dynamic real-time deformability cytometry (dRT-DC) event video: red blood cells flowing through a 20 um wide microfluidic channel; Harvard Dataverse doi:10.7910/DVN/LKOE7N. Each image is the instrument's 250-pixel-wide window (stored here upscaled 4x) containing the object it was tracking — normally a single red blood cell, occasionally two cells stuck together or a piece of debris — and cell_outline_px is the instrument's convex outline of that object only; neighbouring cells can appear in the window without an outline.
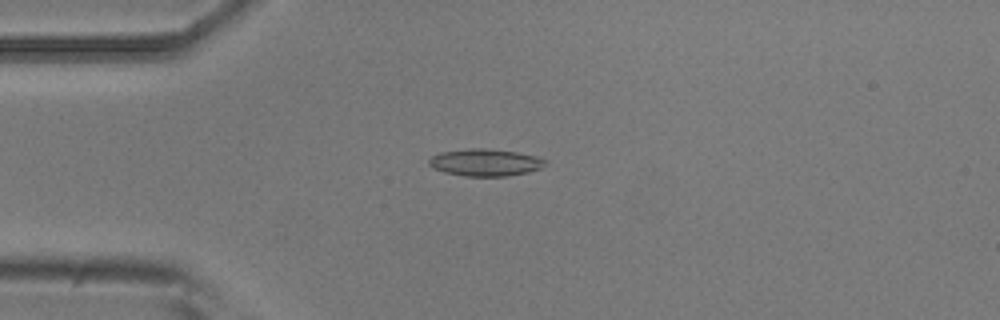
{"species": "common noctule bat (a hibernating species)", "species_latin": "Nyctalus noctula", "temperature_condition": "room temperature", "stored_images_in_passage": 6, "camera_frame_rate_fps": 3000, "um_per_image_px": 0.085, "animal": {"sex": "male", "body_mass_g": 20.5, "forearm_length_mm": 52.5}, "frame": {"image": 1, "passage_image": 2, "time_ms": 1.333, "image_size_px": [1000, 320], "cell_outline_px": [[548, 160], [540, 168], [528, 172], [508, 176], [464, 176], [444, 172], [432, 168], [428, 164], [428, 160], [432, 156], [440, 152], [472, 148], [488, 148], [516, 152], [536, 156]], "centroid_in_image_um": [41.22, 13.81], "position_along_channel_um": 43.8, "area_um2": 18.44}}
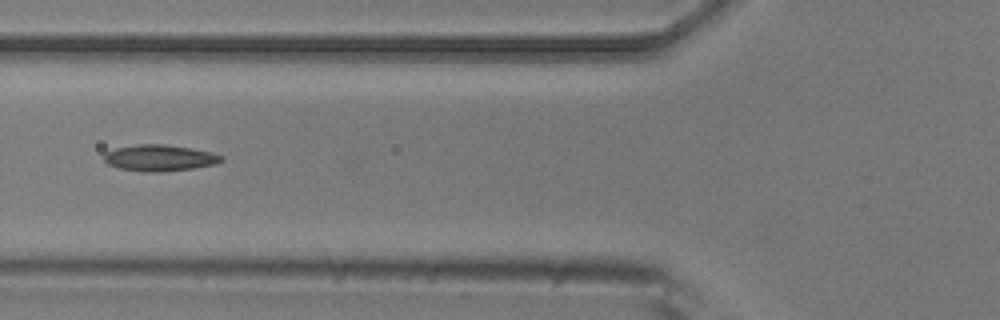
{"frame": {"image": 2, "passage_image": 4, "time_ms": 3.667, "image_size_px": [1000, 320], "cell_outline_px": [[224, 160], [216, 164], [192, 168], [160, 172], [144, 172], [120, 168], [108, 164], [104, 160], [104, 152], [116, 148], [136, 144], [164, 144], [212, 152], [224, 156]], "centroid_in_image_um": [13.57, 13.42], "position_along_channel_um": 112.2, "area_um2": 17.98}}
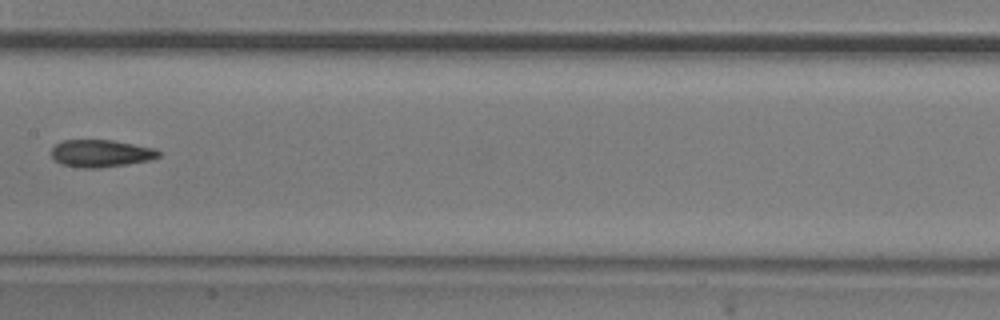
{"frame": {"image": 3, "passage_image": 6, "time_ms": 6.0, "image_size_px": [1000, 320], "cell_outline_px": [[160, 156], [152, 160], [128, 164], [100, 168], [80, 168], [60, 164], [52, 160], [52, 148], [56, 144], [64, 140], [112, 140], [156, 148], [160, 152]], "centroid_in_image_um": [8.58, 13.05], "position_along_channel_um": 198.8, "area_um2": 17.34}}